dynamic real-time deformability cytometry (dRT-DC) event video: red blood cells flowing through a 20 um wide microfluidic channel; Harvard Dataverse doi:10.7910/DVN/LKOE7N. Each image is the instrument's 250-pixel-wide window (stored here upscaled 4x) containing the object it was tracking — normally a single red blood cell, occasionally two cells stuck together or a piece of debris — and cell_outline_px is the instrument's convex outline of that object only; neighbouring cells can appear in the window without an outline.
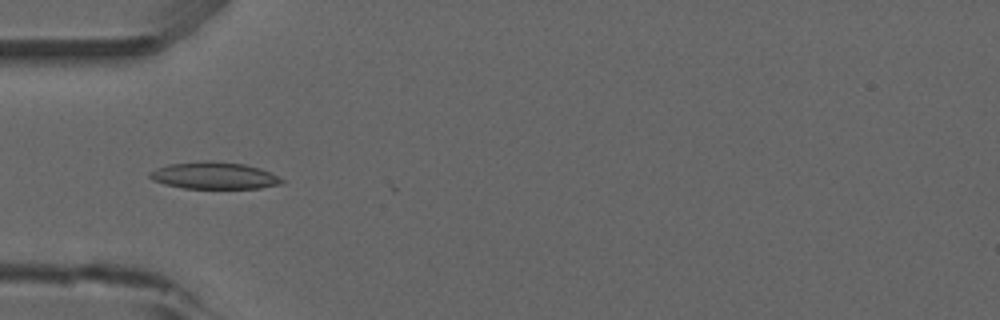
{"species": "common noctule bat (a hibernating species)", "species_latin": "Nyctalus noctula", "temperature_condition": "room temperature", "stored_images_in_passage": 21, "camera_frame_rate_fps": 3000, "um_per_image_px": 0.085, "animal": {"sex": "male", "forearm_length_mm": 52.5}, "frame": {"image": 1, "passage_image": 17, "time_ms": 5.333, "image_size_px": [1000, 320], "cell_outline_px": [[284, 180], [280, 184], [260, 188], [184, 188], [164, 184], [152, 180], [148, 176], [148, 172], [156, 168], [168, 164], [204, 160], [212, 160], [244, 164], [260, 168]], "centroid_in_image_um": [18.14, 14.91], "position_along_channel_um": 66.9, "area_um2": 20.75}}
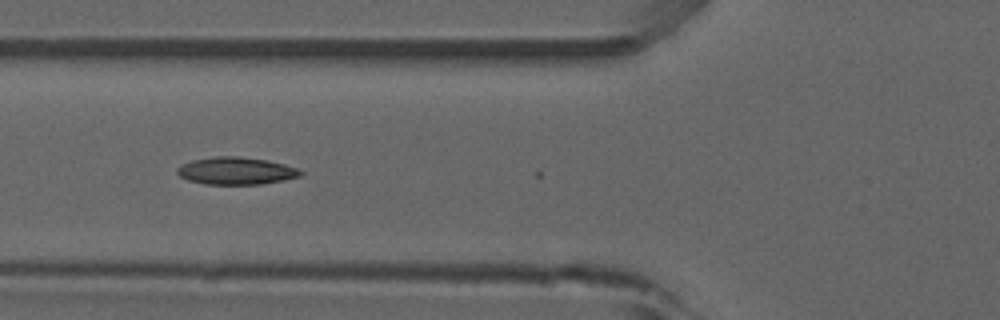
{"frame": {"image": 2, "passage_image": 20, "time_ms": 6.333, "image_size_px": [1000, 320], "cell_outline_px": [[304, 172], [300, 176], [284, 180], [260, 184], [204, 184], [188, 180], [180, 176], [176, 172], [176, 168], [180, 164], [192, 160], [216, 156], [240, 156], [268, 160], [284, 164], [296, 168]], "centroid_in_image_um": [20.04, 14.51], "position_along_channel_um": 105.8, "area_um2": 19.77}}